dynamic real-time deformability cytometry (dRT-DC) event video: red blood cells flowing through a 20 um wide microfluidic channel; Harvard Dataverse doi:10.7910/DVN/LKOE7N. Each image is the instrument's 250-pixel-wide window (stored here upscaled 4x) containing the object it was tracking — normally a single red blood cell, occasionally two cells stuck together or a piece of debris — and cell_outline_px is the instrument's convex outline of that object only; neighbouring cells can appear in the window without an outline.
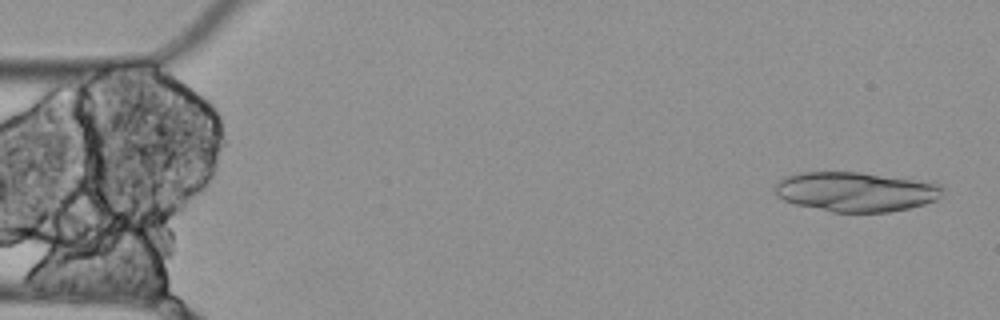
{"species": "Egyptian fruit bat (a non-hibernating species)", "species_latin": "Rousettus aegyptiacus", "temperature_condition": "cold", "stored_images_in_passage": 4, "camera_frame_rate_fps": 3000, "um_per_image_px": 0.085, "animal": {"sex": "female"}, "frame": {"image": 1, "passage_image": 1, "time_ms": 0.0, "image_size_px": [1000, 320], "cell_outline_px": [[944, 188], [936, 200], [924, 204], [908, 208], [888, 212], [832, 212], [796, 204], [784, 200], [776, 196], [776, 184], [784, 176], [800, 172], [860, 172], [936, 180], [944, 184]], "centroid_in_image_um": [72.84, 16.27], "position_along_channel_um": 12.2, "area_um2": 39.48}}